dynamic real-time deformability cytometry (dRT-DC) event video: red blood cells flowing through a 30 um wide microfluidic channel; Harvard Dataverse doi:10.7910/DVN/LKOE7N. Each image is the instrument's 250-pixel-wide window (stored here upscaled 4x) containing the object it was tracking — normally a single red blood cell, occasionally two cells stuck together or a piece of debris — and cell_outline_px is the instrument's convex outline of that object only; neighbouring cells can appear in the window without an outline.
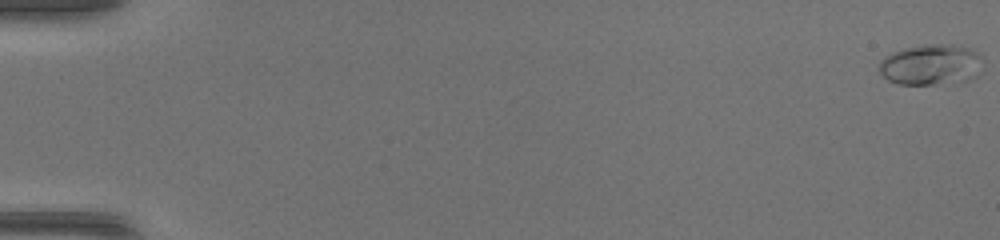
{"species": "common noctule bat (a hibernating species)", "species_latin": "Nyctalus noctula", "temperature_condition": "warm", "stored_images_in_passage": 11, "camera_frame_rate_fps": 3000, "um_per_image_px": 0.085, "animal": {"sex": "female", "body_mass_g": 17.0, "forearm_length_mm": 48.0}, "frame": {"image": 1, "passage_image": 1, "time_ms": 0.0, "image_size_px": [1000, 240], "cell_outline_px": [[984, 60], [976, 76], [960, 84], [900, 84], [888, 80], [880, 72], [880, 60], [884, 56], [892, 52], [904, 48], [924, 44], [952, 44], [968, 48], [984, 56]], "centroid_in_image_um": [79.18, 5.5], "position_along_channel_um": 5.8, "area_um2": 25.09}}